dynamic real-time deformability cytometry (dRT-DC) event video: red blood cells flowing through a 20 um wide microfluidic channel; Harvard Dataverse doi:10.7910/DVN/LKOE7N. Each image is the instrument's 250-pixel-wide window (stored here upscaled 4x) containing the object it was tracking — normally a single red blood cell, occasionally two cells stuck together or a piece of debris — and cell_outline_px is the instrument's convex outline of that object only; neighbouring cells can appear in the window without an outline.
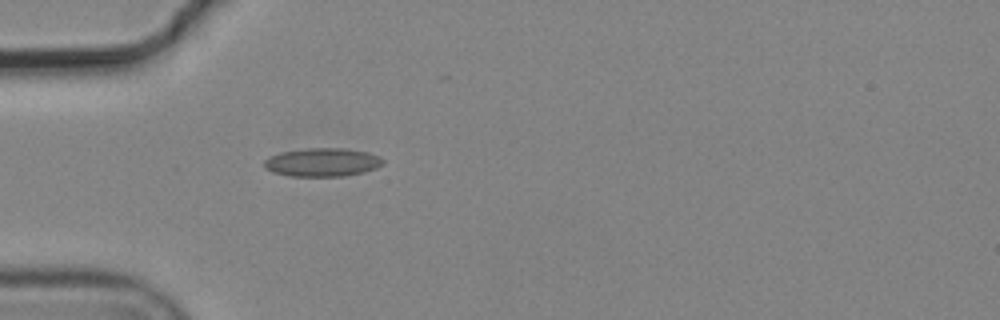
{"species": "common noctule bat (a hibernating species)", "species_latin": "Nyctalus noctula", "temperature_condition": "cold", "stored_images_in_passage": 1, "camera_frame_rate_fps": 3000, "um_per_image_px": 0.085, "animal": {"sex": "male", "body_mass_g": 19.2, "forearm_length_mm": 51.8}, "frame": {"image": 1, "passage_image": 1, "time_ms": 0.0, "image_size_px": [1000, 320], "cell_outline_px": [[384, 164], [376, 168], [364, 172], [344, 176], [292, 176], [272, 172], [264, 168], [264, 160], [268, 156], [280, 152], [304, 148], [344, 148], [368, 152], [380, 156], [384, 160]], "centroid_in_image_um": [27.4, 13.78], "position_along_channel_um": 57.6, "area_um2": 19.94}}